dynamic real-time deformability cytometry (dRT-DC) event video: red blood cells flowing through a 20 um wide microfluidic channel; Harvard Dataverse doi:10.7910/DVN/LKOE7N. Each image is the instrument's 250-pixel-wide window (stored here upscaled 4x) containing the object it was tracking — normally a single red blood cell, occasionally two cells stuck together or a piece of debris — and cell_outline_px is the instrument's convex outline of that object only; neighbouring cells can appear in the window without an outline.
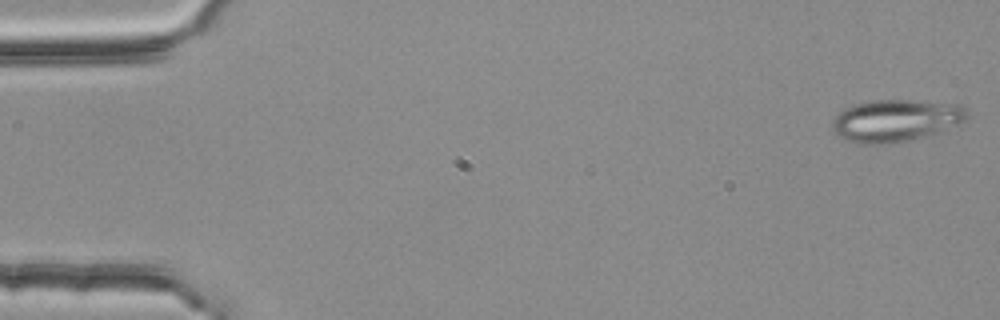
{"species": "common noctule bat (a hibernating species)", "species_latin": "Nyctalus noctula", "temperature_condition": "room temperature", "stored_images_in_passage": 3, "camera_frame_rate_fps": 3000, "um_per_image_px": 0.085, "animal": {"sex": "female", "body_mass_g": 25.1}, "frame": {"image": 1, "passage_image": 1, "time_ms": 0.0, "image_size_px": [1000, 320], "cell_outline_px": [[968, 116], [964, 120], [936, 132], [904, 140], [884, 144], [864, 144], [848, 140], [836, 136], [832, 128], [832, 120], [840, 112], [852, 104], [872, 100], [912, 100], [960, 104], [964, 108]], "centroid_in_image_um": [76.06, 10.22], "position_along_channel_um": 8.9, "area_um2": 32.48}}